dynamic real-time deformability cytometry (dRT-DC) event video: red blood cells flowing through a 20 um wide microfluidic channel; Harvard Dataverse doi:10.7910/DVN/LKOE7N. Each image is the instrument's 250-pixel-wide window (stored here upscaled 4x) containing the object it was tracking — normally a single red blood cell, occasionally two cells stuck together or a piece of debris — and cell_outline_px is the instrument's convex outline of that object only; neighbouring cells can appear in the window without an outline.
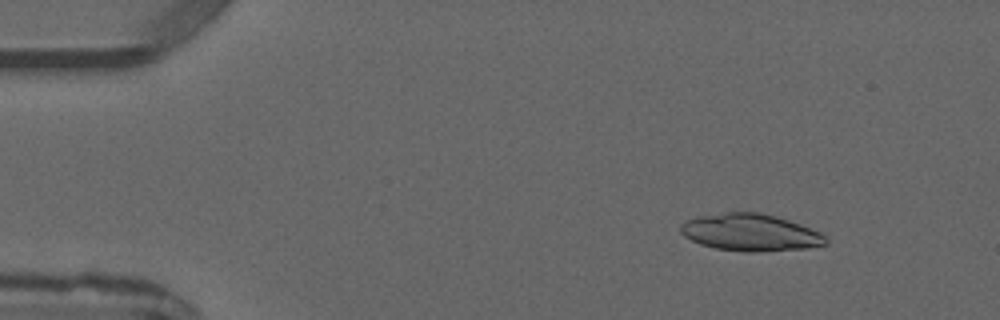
{"species": "common noctule bat (a hibernating species)", "species_latin": "Nyctalus noctula", "temperature_condition": "warm", "stored_images_in_passage": 5, "camera_frame_rate_fps": 3000, "um_per_image_px": 0.085, "animal": {"sex": "male", "forearm_length_mm": 52.5}, "frame": {"image": 1, "passage_image": 2, "time_ms": 1.333, "image_size_px": [1000, 320], "cell_outline_px": [[828, 244], [808, 248], [752, 252], [744, 252], [716, 248], [700, 244], [684, 236], [680, 232], [680, 224], [688, 220], [700, 216], [728, 212], [760, 212], [776, 216], [800, 224], [820, 232], [828, 240]], "centroid_in_image_um": [63.79, 19.76], "position_along_channel_um": 21.2, "area_um2": 31.27}}